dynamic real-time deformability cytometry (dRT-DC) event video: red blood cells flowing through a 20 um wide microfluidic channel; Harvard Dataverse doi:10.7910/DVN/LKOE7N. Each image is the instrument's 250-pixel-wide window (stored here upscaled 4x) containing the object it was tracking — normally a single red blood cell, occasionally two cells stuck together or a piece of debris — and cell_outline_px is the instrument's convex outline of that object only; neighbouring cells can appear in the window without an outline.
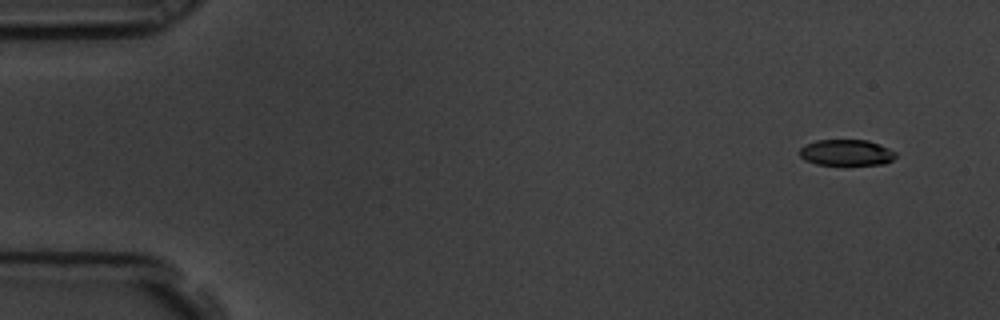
{"species": "common noctule bat (a hibernating species)", "species_latin": "Nyctalus noctula", "temperature_condition": "room temperature", "stored_images_in_passage": 5, "segment_of_instrument_passage": [1, 2], "camera_frame_rate_fps": 3000, "um_per_image_px": 0.085, "animal": {"sex": "male", "body_mass_g": 19.5, "forearm_length_mm": 54.6}, "frame": {"image": 1, "passage_image": 1, "time_ms": 0.0, "image_size_px": [1000, 320], "cell_outline_px": [[896, 156], [892, 160], [884, 164], [844, 168], [816, 164], [804, 160], [800, 156], [800, 148], [804, 144], [816, 140], [868, 140], [880, 144], [896, 152]], "centroid_in_image_um": [71.94, 13.03], "position_along_channel_um": 13.1, "area_um2": 15.55}}